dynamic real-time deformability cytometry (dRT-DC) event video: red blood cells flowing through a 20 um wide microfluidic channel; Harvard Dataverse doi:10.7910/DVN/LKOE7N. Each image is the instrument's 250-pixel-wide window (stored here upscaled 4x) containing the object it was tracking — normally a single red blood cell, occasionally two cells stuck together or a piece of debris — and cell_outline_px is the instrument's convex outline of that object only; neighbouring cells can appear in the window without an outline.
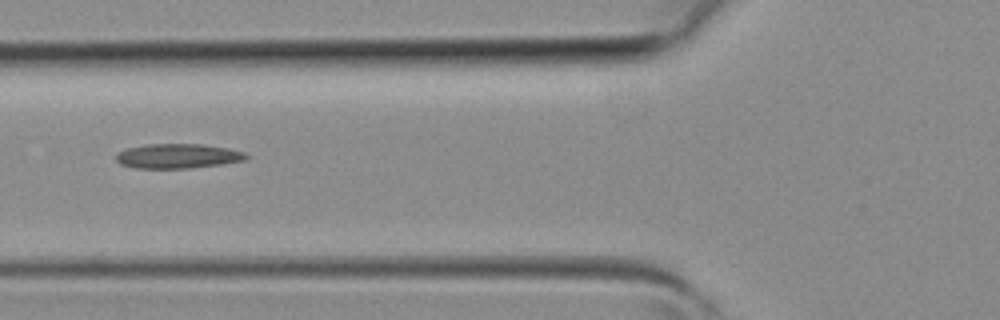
{"species": "common noctule bat (a hibernating species)", "species_latin": "Nyctalus noctula", "temperature_condition": "room temperature", "stored_images_in_passage": 3, "camera_frame_rate_fps": 3000, "um_per_image_px": 0.085, "animal": {"sex": "female", "body_mass_g": 19.3, "forearm_length_mm": 54.1}, "frame": {"image": 1, "passage_image": 2, "time_ms": 0.333, "image_size_px": [1000, 320], "cell_outline_px": [[248, 160], [224, 164], [192, 168], [136, 168], [120, 164], [116, 160], [116, 156], [120, 152], [128, 148], [148, 144], [204, 144], [228, 148], [244, 152], [248, 156]], "centroid_in_image_um": [15.17, 13.27], "position_along_channel_um": 110.6, "area_um2": 18.73}}
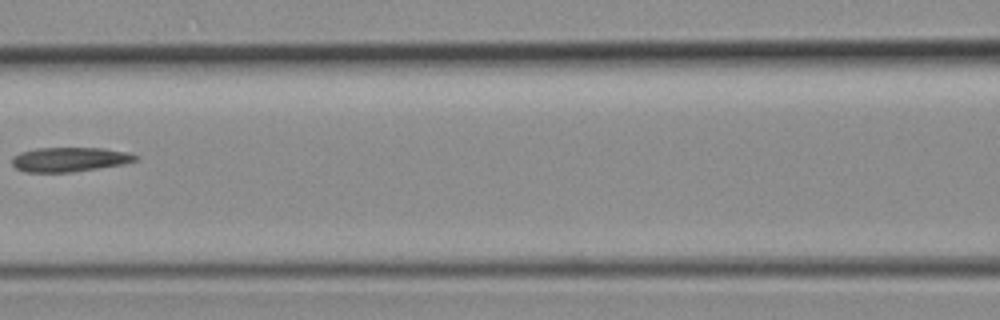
{"frame": {"image": 2, "passage_image": 3, "time_ms": 0.667, "image_size_px": [1000, 320], "cell_outline_px": [[140, 160], [124, 164], [72, 172], [24, 172], [16, 168], [12, 164], [12, 156], [20, 152], [36, 148], [104, 148], [128, 152], [140, 156]], "centroid_in_image_um": [5.95, 13.55], "position_along_channel_um": 160.7, "area_um2": 17.8}}